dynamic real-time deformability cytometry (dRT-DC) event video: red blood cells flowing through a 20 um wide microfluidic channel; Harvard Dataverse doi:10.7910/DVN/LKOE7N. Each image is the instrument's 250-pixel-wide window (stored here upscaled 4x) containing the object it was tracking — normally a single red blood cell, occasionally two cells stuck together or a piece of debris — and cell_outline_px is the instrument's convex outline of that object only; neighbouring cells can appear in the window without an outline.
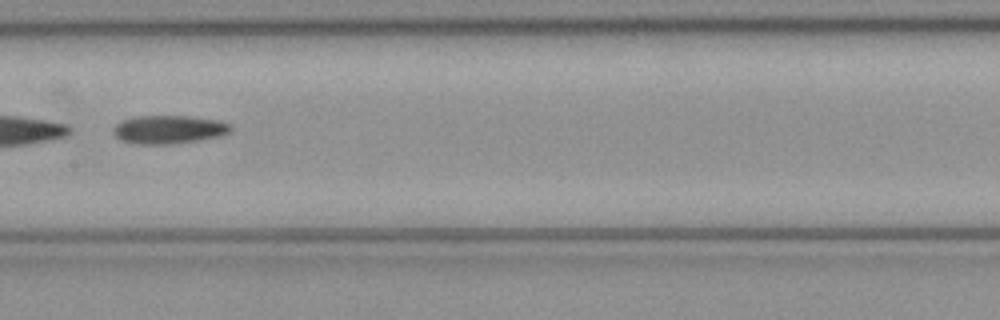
{"species": "common noctule bat (a hibernating species)", "species_latin": "Nyctalus noctula", "temperature_condition": "cold", "stored_images_in_passage": 34, "camera_frame_rate_fps": 3000, "um_per_image_px": 0.085, "animal": {"sex": "female", "body_mass_g": 21.9}, "frame": {"image": 1, "passage_image": 10, "time_ms": 3.0, "image_size_px": [1000, 320], "cell_outline_px": [[232, 132], [216, 136], [196, 140], [168, 144], [140, 144], [120, 140], [112, 132], [112, 128], [116, 124], [124, 120], [136, 116], [188, 116], [220, 120], [232, 124]], "centroid_in_image_um": [14.35, 10.99], "position_along_channel_um": 193.0, "area_um2": 19.31}}